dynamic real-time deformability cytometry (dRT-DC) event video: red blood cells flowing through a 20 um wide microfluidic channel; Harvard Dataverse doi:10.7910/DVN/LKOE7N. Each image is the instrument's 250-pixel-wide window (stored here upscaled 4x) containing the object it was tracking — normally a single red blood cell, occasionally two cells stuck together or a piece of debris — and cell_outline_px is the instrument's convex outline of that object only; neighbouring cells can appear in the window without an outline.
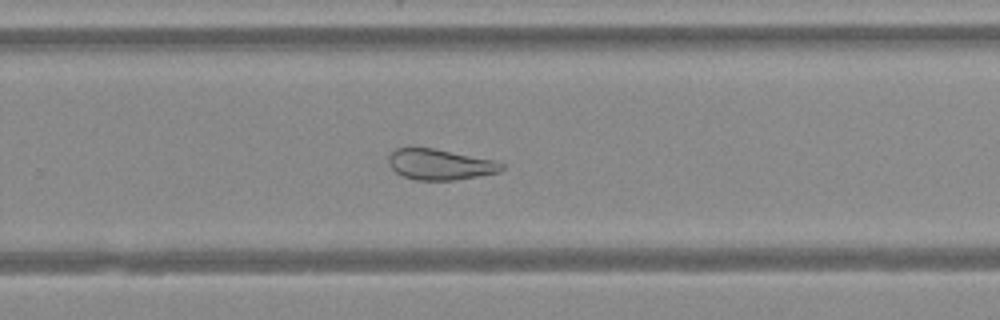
{"species": "Egyptian fruit bat (a non-hibernating species)", "species_latin": "Rousettus aegyptiacus", "temperature_condition": "warm", "stored_images_in_passage": 48, "camera_frame_rate_fps": 3000, "um_per_image_px": 0.085, "animal": {"sex": "female"}, "frame": {"image": 1, "passage_image": 32, "time_ms": 10.333, "image_size_px": [1000, 320], "cell_outline_px": [[504, 168], [500, 172], [452, 180], [416, 180], [404, 176], [396, 172], [388, 164], [388, 156], [396, 148], [432, 148], [496, 160], [504, 164]], "centroid_in_image_um": [37.41, 13.97], "position_along_channel_um": 292.4, "area_um2": 20.11}}
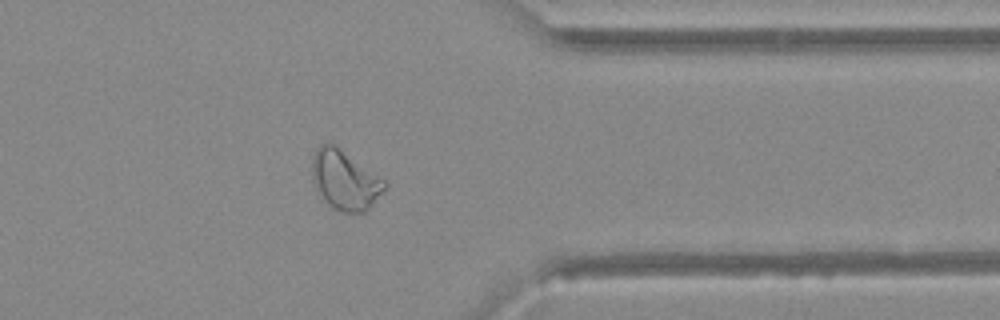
{"frame": {"image": 2, "passage_image": 39, "time_ms": 12.667, "image_size_px": [1000, 320], "cell_outline_px": [[388, 184], [368, 208], [364, 212], [340, 212], [332, 208], [316, 192], [312, 180], [312, 152], [320, 144], [332, 144], [384, 180]], "centroid_in_image_um": [29.24, 15.33], "position_along_channel_um": 382.2, "area_um2": 24.62}}
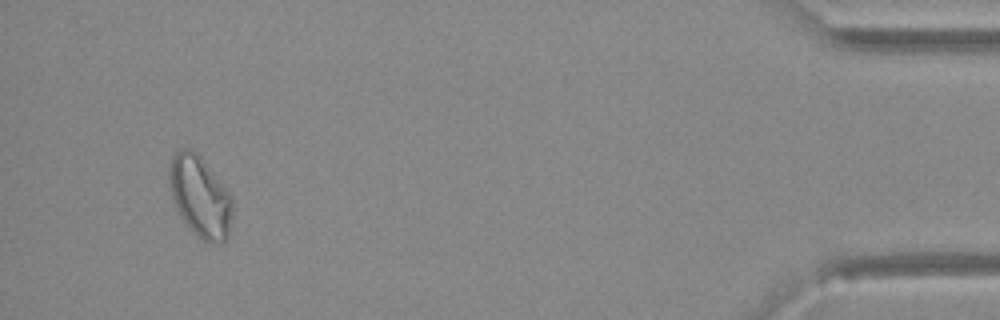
{"frame": {"image": 3, "passage_image": 46, "time_ms": 15.0, "image_size_px": [1000, 320], "cell_outline_px": [[232, 216], [228, 236], [224, 240], [216, 244], [204, 240], [184, 220], [176, 208], [172, 196], [168, 180], [168, 176], [172, 156], [176, 152], [184, 148], [192, 148], [200, 156], [232, 196]], "centroid_in_image_um": [17.01, 16.67], "position_along_channel_um": 418.2, "area_um2": 29.3}}